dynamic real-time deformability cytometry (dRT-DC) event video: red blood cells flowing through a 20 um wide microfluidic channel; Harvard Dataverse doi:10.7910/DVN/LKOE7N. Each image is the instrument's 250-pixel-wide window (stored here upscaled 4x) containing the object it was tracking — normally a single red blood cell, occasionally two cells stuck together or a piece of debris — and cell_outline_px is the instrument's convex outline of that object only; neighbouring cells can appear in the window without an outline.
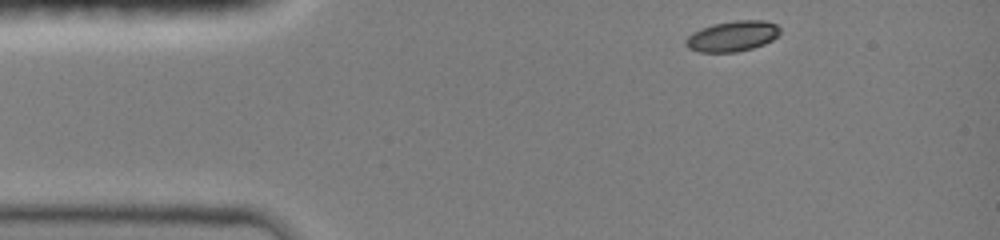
{"species": "common noctule bat (a hibernating species)", "species_latin": "Nyctalus noctula", "temperature_condition": "room temperature", "stored_images_in_passage": 38, "camera_frame_rate_fps": 3000, "um_per_image_px": 0.085, "animal": {"sex": "female", "body_mass_g": 19.0, "forearm_length_mm": 51.5}, "frame": {"image": 1, "passage_image": 1, "time_ms": 0.0, "image_size_px": [1000, 240], "cell_outline_px": [[780, 32], [772, 40], [764, 44], [752, 48], [736, 52], [700, 52], [688, 48], [684, 44], [684, 40], [692, 32], [700, 28], [712, 24], [736, 20], [764, 20], [776, 24], [780, 28]], "centroid_in_image_um": [62.22, 3.07], "position_along_channel_um": 22.8, "area_um2": 16.88}}
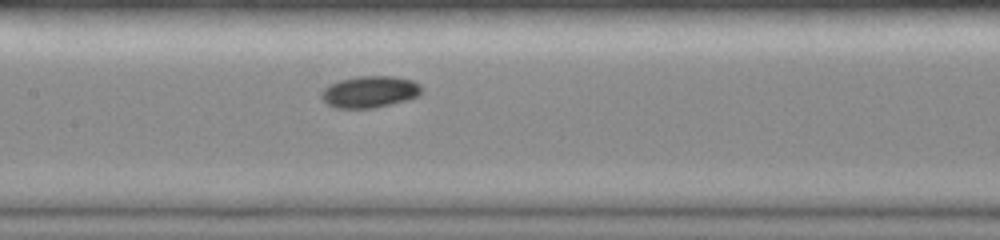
{"frame": {"image": 2, "passage_image": 17, "time_ms": 5.333, "image_size_px": [1000, 240], "cell_outline_px": [[424, 88], [416, 96], [408, 100], [376, 108], [336, 108], [328, 104], [320, 96], [324, 88], [328, 84], [340, 80], [360, 76], [392, 76], [412, 80], [420, 84]], "centroid_in_image_um": [31.44, 7.8], "position_along_channel_um": 176.0, "area_um2": 18.55}}
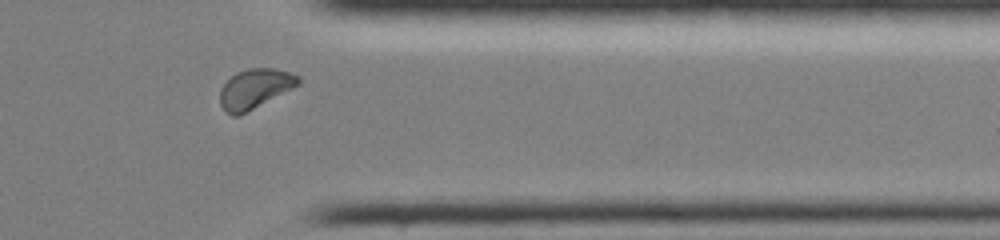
{"frame": {"image": 3, "passage_image": 33, "time_ms": 10.667, "image_size_px": [1000, 240], "cell_outline_px": [[300, 84], [236, 116], [232, 116], [220, 104], [220, 88], [236, 72], [248, 68], [276, 68], [300, 76]], "centroid_in_image_um": [21.66, 7.5], "position_along_channel_um": 389.7, "area_um2": 17.57}, "authors_computed_cell_mechanics": {"area_um2": 17.5712, "velocity_mm_per_s": 4.0193, "shape_relaxation_time_tau1_ms": 2.9127, "shape_relaxation_time_tau2_ms": null, "deformation_change_tau1": 0.1155, "deformation_change_tau2": null}}